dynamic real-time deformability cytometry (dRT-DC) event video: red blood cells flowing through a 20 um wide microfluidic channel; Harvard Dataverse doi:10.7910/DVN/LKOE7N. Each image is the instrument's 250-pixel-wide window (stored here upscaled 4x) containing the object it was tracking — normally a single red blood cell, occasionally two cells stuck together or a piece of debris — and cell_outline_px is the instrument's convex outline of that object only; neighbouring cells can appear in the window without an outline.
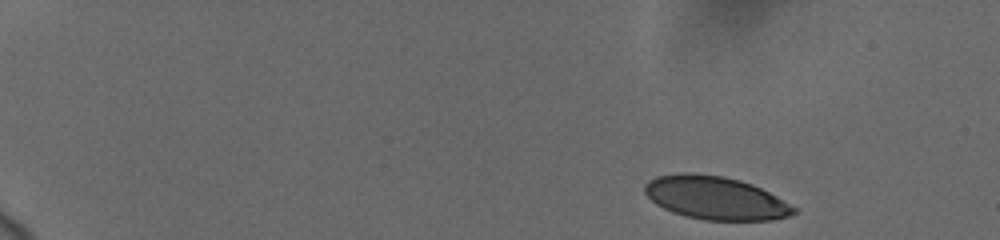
{"species": "human", "species_latin": "Homo sapiens", "temperature_condition": "cold", "stored_images_in_passage": 50, "camera_frame_rate_fps": 3000, "um_per_image_px": 0.085, "donor": {"sex": "female"}, "frame": {"image": 1, "passage_image": 1, "time_ms": 0.0, "image_size_px": [1000, 240], "cell_outline_px": [[796, 212], [792, 216], [772, 220], [704, 220], [684, 216], [672, 212], [656, 204], [644, 192], [644, 184], [648, 180], [656, 176], [680, 172], [692, 172], [724, 176], [740, 180], [752, 184], [776, 196], [796, 208]], "centroid_in_image_um": [60.79, 16.82], "position_along_channel_um": 24.2, "area_um2": 37.69}}
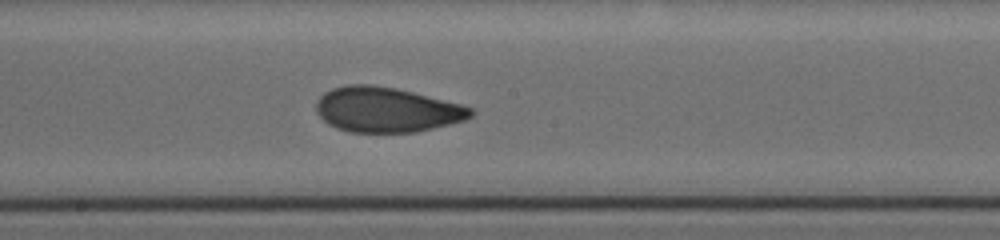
{"frame": {"image": 2, "passage_image": 26, "time_ms": 9.0, "image_size_px": [1000, 240], "cell_outline_px": [[476, 112], [472, 116], [464, 120], [416, 132], [352, 132], [336, 128], [328, 124], [316, 112], [316, 100], [324, 92], [332, 88], [348, 84], [372, 84], [396, 88], [460, 104], [472, 108]], "centroid_in_image_um": [32.82, 9.32], "position_along_channel_um": 215.4, "area_um2": 40.46}}
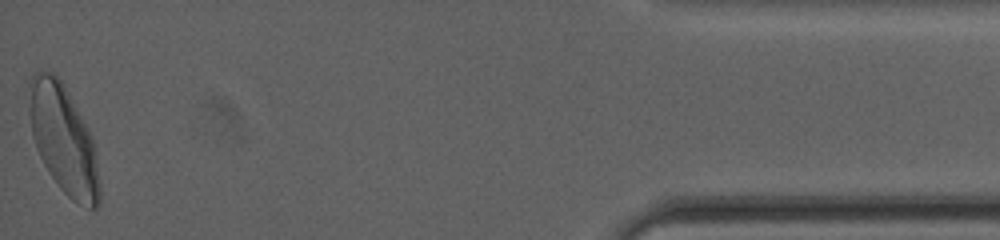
{"frame": {"image": 3, "passage_image": 50, "time_ms": 16.667, "image_size_px": [1000, 240], "cell_outline_px": [[100, 204], [96, 208], [88, 208], [72, 200], [60, 188], [48, 172], [36, 148], [32, 136], [28, 112], [28, 84], [32, 72], [52, 72], [60, 80], [68, 92], [88, 128], [92, 136], [100, 184]], "centroid_in_image_um": [5.37, 11.84], "position_along_channel_um": 429.8, "area_um2": 44.56}, "authors_computed_cell_mechanics": {"area_um2": 40.2866, "velocity_mm_per_s": 3.6931, "shape_relaxation_time_tau1_ms": 3.697, "shape_relaxation_time_tau2_ms": 1.3132, "deformation_change_tau1": 0.1562, "deformation_change_tau2": 0.067}}